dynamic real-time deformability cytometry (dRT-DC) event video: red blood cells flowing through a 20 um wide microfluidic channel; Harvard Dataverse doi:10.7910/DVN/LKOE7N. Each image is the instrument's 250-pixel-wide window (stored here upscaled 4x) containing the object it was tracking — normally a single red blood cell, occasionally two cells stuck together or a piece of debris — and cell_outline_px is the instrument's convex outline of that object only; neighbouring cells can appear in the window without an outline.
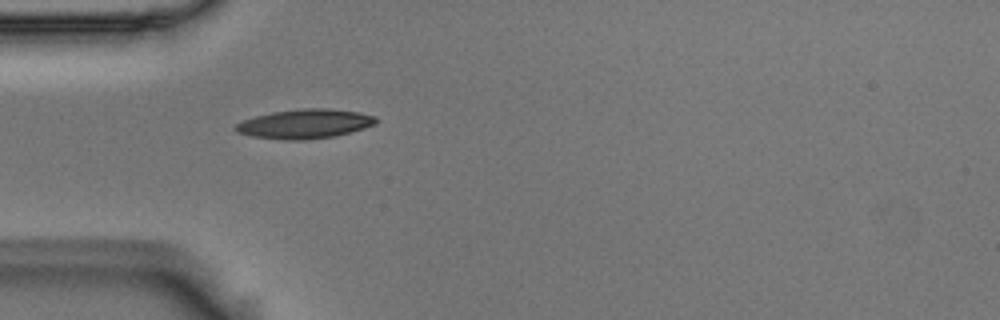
{"species": "Egyptian fruit bat (a non-hibernating species)", "species_latin": "Rousettus aegyptiacus", "temperature_condition": "room temperature", "stored_images_in_passage": 36, "camera_frame_rate_fps": 3000, "um_per_image_px": 0.085, "animal": {"sex": "male"}, "frame": {"image": 1, "passage_image": 1, "time_ms": 0.0, "image_size_px": [1000, 320], "cell_outline_px": [[376, 124], [364, 128], [332, 136], [304, 140], [288, 140], [252, 136], [236, 132], [232, 128], [236, 124], [244, 120], [256, 116], [272, 112], [304, 108], [328, 108], [360, 112], [376, 116]], "centroid_in_image_um": [25.9, 10.52], "position_along_channel_um": 59.1, "area_um2": 23.81}}
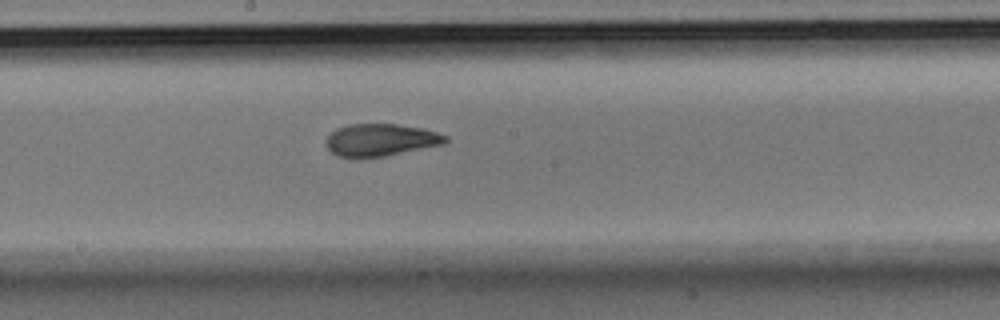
{"frame": {"image": 2, "passage_image": 14, "time_ms": 4.333, "image_size_px": [1000, 320], "cell_outline_px": [[448, 140], [444, 144], [384, 156], [360, 160], [356, 160], [336, 156], [328, 148], [328, 136], [336, 128], [348, 124], [396, 124], [424, 128], [448, 136]], "centroid_in_image_um": [32.34, 11.92], "position_along_channel_um": 215.9, "area_um2": 22.83}}
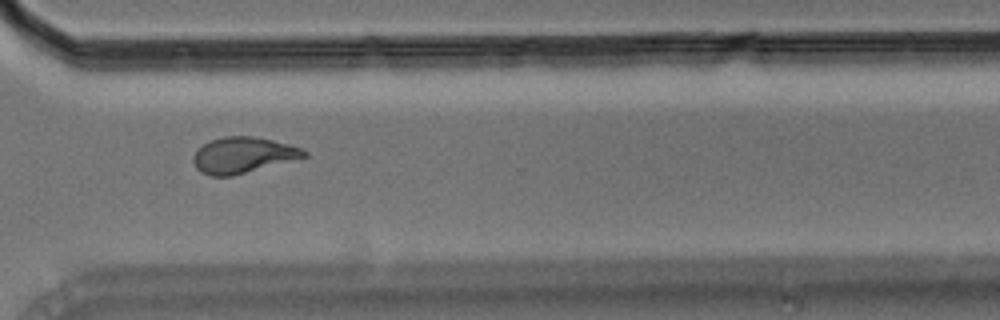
{"frame": {"image": 3, "passage_image": 25, "time_ms": 8.0, "image_size_px": [1000, 320], "cell_outline_px": [[308, 156], [232, 176], [208, 176], [200, 172], [196, 168], [192, 160], [192, 156], [204, 144], [212, 140], [224, 136], [252, 136], [272, 140], [288, 144], [300, 148], [308, 152]], "centroid_in_image_um": [20.63, 13.19], "position_along_channel_um": 350.0, "area_um2": 23.0}, "authors_computed_cell_mechanics": {"area_um2": 22.6576, "velocity_mm_per_s": 3.6619, "shape_relaxation_time_tau1_ms": 8.1941, "shape_relaxation_time_tau2_ms": 1.7355, "deformation_change_tau1": 0.222, "deformation_change_tau2": 0.0847}}